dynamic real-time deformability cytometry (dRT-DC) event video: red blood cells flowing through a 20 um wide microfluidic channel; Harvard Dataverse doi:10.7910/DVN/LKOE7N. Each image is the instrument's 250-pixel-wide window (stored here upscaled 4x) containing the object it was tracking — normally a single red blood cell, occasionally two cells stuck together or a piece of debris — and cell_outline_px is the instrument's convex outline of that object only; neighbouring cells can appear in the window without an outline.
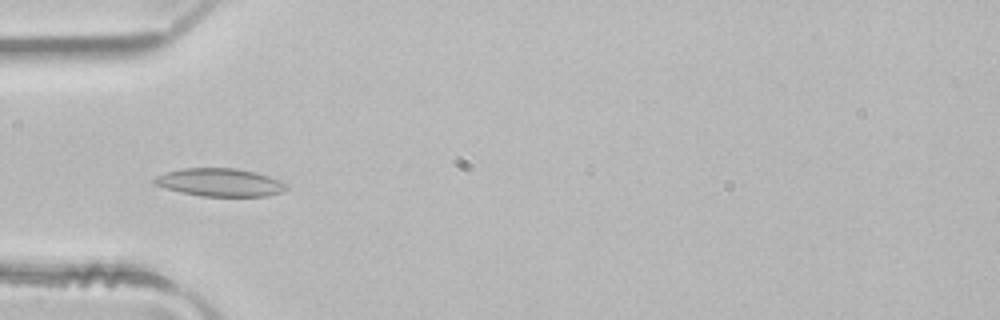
{"species": "common noctule bat (a hibernating species)", "species_latin": "Nyctalus noctula", "temperature_condition": "room temperature", "stored_images_in_passage": 4, "camera_frame_rate_fps": 3000, "um_per_image_px": 0.085, "animal": {"sex": "male", "body_mass_g": 21.5, "forearm_length_mm": 52.0}, "frame": {"image": 1, "passage_image": 4, "time_ms": 1.0, "image_size_px": [1000, 320], "cell_outline_px": [[288, 188], [284, 192], [264, 196], [200, 196], [180, 192], [152, 184], [152, 180], [156, 176], [180, 168], [236, 168], [256, 172], [280, 180], [288, 184]], "centroid_in_image_um": [18.7, 15.5], "position_along_channel_um": 66.3, "area_um2": 21.68}}